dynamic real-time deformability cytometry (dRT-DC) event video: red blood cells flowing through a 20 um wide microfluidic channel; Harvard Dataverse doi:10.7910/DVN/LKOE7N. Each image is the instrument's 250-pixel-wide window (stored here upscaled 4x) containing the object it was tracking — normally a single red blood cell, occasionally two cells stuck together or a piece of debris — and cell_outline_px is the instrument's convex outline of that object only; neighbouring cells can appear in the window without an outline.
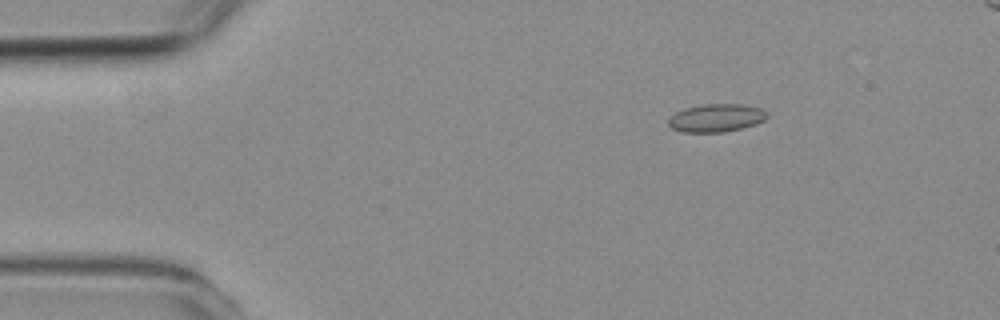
{"species": "common noctule bat (a hibernating species)", "species_latin": "Nyctalus noctula", "temperature_condition": "room temperature", "stored_images_in_passage": 4, "camera_frame_rate_fps": 3000, "um_per_image_px": 0.085, "animal": {"sex": "female", "body_mass_g": 19.3, "forearm_length_mm": 54.1}, "frame": {"image": 1, "passage_image": 2, "time_ms": 2.0, "image_size_px": [1000, 320], "cell_outline_px": [[768, 116], [764, 120], [756, 124], [724, 132], [680, 132], [672, 128], [668, 124], [668, 120], [676, 112], [684, 108], [704, 104], [744, 104], [764, 108], [768, 112]], "centroid_in_image_um": [60.91, 10.01], "position_along_channel_um": 24.1, "area_um2": 16.24}}